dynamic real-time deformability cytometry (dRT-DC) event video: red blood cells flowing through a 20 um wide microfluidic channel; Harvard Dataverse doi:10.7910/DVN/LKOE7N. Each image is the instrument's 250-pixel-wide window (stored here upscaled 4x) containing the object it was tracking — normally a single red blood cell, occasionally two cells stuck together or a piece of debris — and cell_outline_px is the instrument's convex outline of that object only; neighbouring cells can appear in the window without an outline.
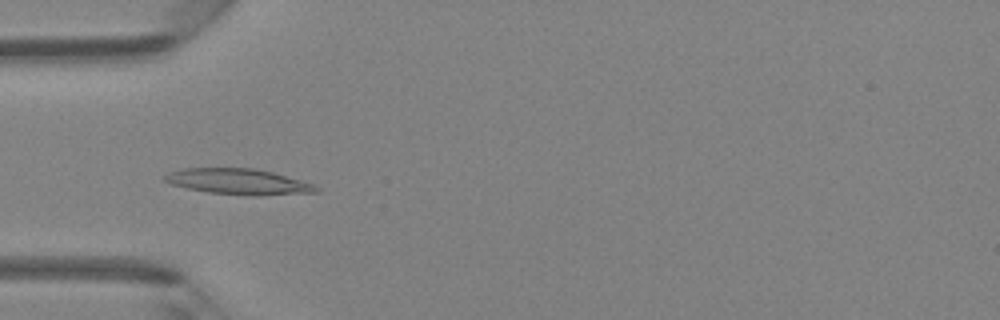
{"species": "Egyptian fruit bat (a non-hibernating species)", "species_latin": "Rousettus aegyptiacus", "temperature_condition": "room temperature", "stored_images_in_passage": 38, "camera_frame_rate_fps": 3000, "um_per_image_px": 0.085, "animal": {"sex": "female"}, "frame": {"image": 1, "passage_image": 6, "time_ms": 1.667, "image_size_px": [1000, 320], "cell_outline_px": [[320, 192], [260, 196], [252, 196], [208, 192], [188, 188], [172, 184], [164, 180], [164, 176], [168, 172], [180, 168], [252, 168], [272, 172], [300, 180], [312, 184], [320, 188]], "centroid_in_image_um": [20.28, 15.44], "position_along_channel_um": 64.7, "area_um2": 22.72}}
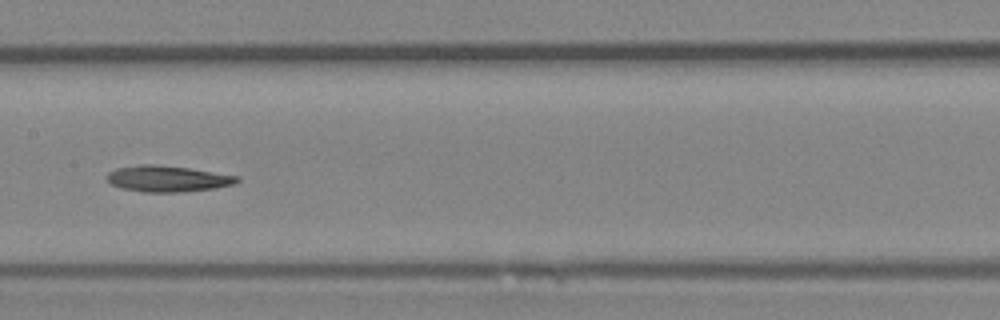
{"frame": {"image": 2, "passage_image": 15, "time_ms": 4.667, "image_size_px": [1000, 320], "cell_outline_px": [[240, 180], [236, 184], [216, 188], [184, 192], [144, 192], [124, 188], [112, 184], [108, 180], [108, 172], [116, 168], [140, 164], [156, 164], [188, 168], [240, 176]], "centroid_in_image_um": [14.3, 15.19], "position_along_channel_um": 193.1, "area_um2": 19.83}}
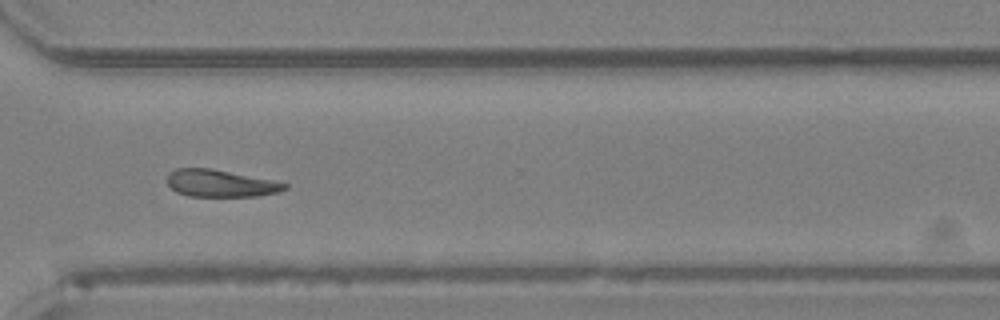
{"frame": {"image": 3, "passage_image": 26, "time_ms": 8.333, "image_size_px": [1000, 320], "cell_outline_px": [[288, 188], [280, 192], [256, 196], [188, 196], [176, 192], [168, 184], [168, 172], [176, 168], [212, 168], [276, 180], [288, 184]], "centroid_in_image_um": [18.78, 15.57], "position_along_channel_um": 351.8, "area_um2": 18.84}}